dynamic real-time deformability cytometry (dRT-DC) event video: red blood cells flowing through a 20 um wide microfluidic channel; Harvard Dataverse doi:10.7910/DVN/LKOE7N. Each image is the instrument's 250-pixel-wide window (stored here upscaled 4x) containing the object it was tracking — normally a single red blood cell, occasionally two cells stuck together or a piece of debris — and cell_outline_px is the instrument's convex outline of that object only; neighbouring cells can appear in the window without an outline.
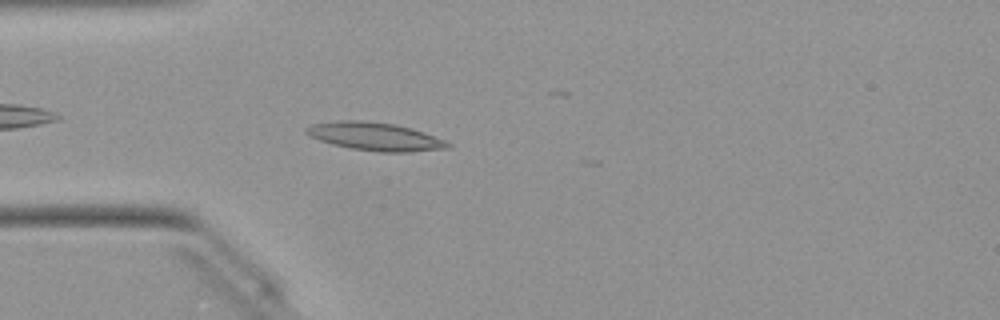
{"species": "Egyptian fruit bat (a non-hibernating species)", "species_latin": "Rousettus aegyptiacus", "temperature_condition": "warm", "stored_images_in_passage": 7, "camera_frame_rate_fps": 3000, "um_per_image_px": 0.085, "animal": {"sex": "female"}, "frame": {"image": 1, "passage_image": 5, "time_ms": 1.333, "image_size_px": [1000, 320], "cell_outline_px": [[452, 148], [408, 152], [380, 152], [352, 148], [332, 144], [320, 140], [304, 132], [304, 128], [312, 124], [336, 120], [360, 120], [396, 124], [412, 128], [444, 140], [452, 144]], "centroid_in_image_um": [31.89, 11.6], "position_along_channel_um": 53.1, "area_um2": 23.18}}